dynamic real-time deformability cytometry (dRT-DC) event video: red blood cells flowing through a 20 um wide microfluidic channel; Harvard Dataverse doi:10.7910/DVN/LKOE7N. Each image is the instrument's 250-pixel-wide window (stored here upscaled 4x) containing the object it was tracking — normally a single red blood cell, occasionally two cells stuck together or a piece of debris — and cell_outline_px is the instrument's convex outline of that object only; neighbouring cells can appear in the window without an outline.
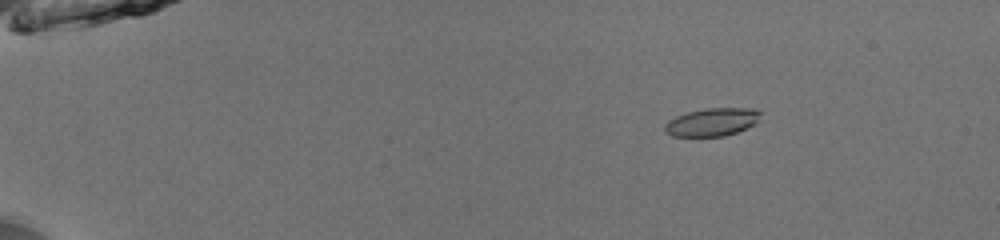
{"species": "common noctule bat (a hibernating species)", "species_latin": "Nyctalus noctula", "temperature_condition": "room temperature", "stored_images_in_passage": 54, "camera_frame_rate_fps": 3000, "um_per_image_px": 0.085, "animal": {"sex": "male", "body_mass_g": 13.0, "forearm_length_mm": 53.1}, "frame": {"image": 1, "passage_image": 10, "time_ms": 3.0, "image_size_px": [1000, 240], "cell_outline_px": [[760, 112], [756, 124], [736, 132], [724, 136], [672, 136], [664, 128], [664, 124], [668, 120], [676, 116], [688, 112], [708, 108], [756, 108]], "centroid_in_image_um": [60.53, 10.37], "position_along_channel_um": 24.5, "area_um2": 15.49}}
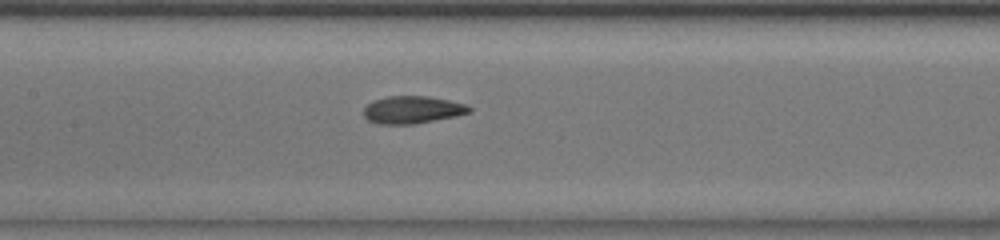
{"frame": {"image": 2, "passage_image": 29, "time_ms": 9.333, "image_size_px": [1000, 240], "cell_outline_px": [[472, 112], [456, 116], [412, 124], [376, 124], [368, 120], [364, 116], [364, 108], [372, 100], [388, 96], [428, 96], [448, 100], [464, 104], [472, 108]], "centroid_in_image_um": [35.03, 9.33], "position_along_channel_um": 172.4, "area_um2": 16.88}}
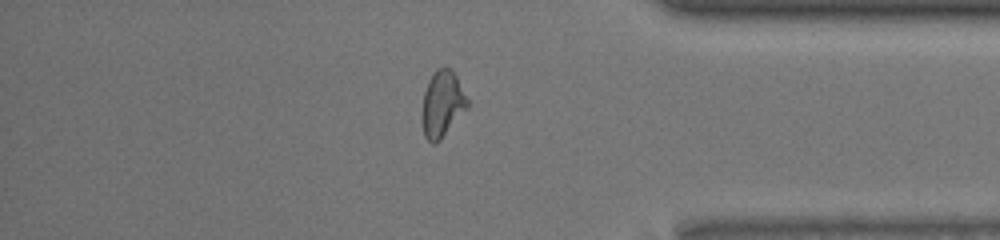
{"frame": {"image": 3, "passage_image": 47, "time_ms": 15.333, "image_size_px": [1000, 240], "cell_outline_px": [[472, 104], [440, 140], [436, 144], [432, 144], [424, 136], [420, 120], [420, 116], [424, 92], [428, 80], [432, 72], [436, 68], [444, 64], [456, 76]], "centroid_in_image_um": [37.59, 8.84], "position_along_channel_um": 397.6, "area_um2": 18.26}, "authors_computed_cell_mechanics": {"area_um2": 16.6464, "velocity_mm_per_s": 3.9648, "shape_relaxation_time_tau1_ms": 7.1291, "shape_relaxation_time_tau2_ms": 1.2882, "deformation_change_tau1": 0.1762, "deformation_change_tau2": 0.0743}}